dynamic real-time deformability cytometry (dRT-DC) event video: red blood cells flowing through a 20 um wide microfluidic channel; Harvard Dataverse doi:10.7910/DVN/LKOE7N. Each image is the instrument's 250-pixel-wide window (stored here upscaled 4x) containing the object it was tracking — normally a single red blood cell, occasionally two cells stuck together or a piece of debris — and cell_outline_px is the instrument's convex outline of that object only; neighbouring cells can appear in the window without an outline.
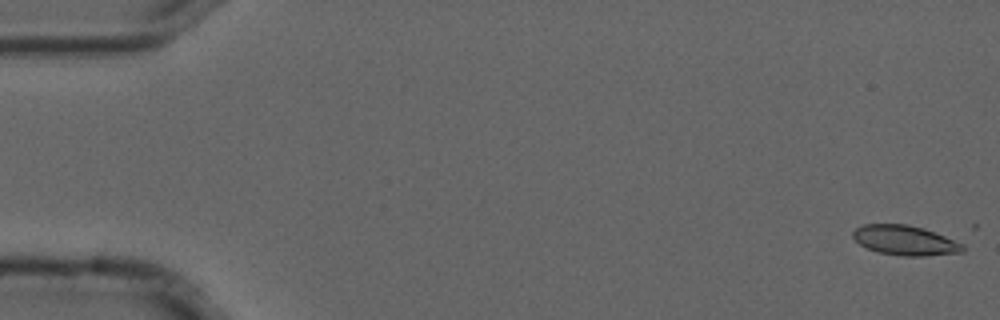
{"species": "common noctule bat (a hibernating species)", "species_latin": "Nyctalus noctula", "temperature_condition": "cold", "stored_images_in_passage": 46, "camera_frame_rate_fps": 3000, "um_per_image_px": 0.085, "animal": {"sex": "male", "forearm_length_mm": 52.5}, "frame": {"image": 1, "passage_image": 1, "time_ms": 0.0, "image_size_px": [1000, 320], "cell_outline_px": [[964, 252], [924, 256], [904, 256], [880, 252], [868, 248], [860, 244], [852, 236], [852, 232], [856, 228], [864, 224], [908, 224], [924, 228], [964, 244]], "centroid_in_image_um": [76.94, 20.42], "position_along_channel_um": 8.1, "area_um2": 18.96}}
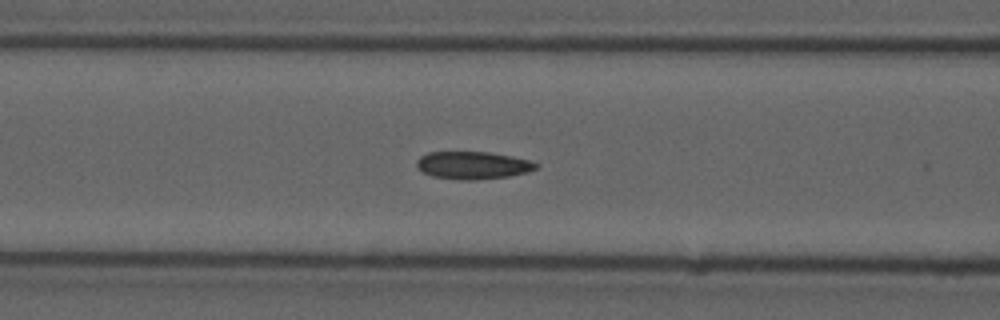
{"frame": {"image": 2, "passage_image": 22, "time_ms": 7.0, "image_size_px": [1000, 320], "cell_outline_px": [[540, 164], [536, 168], [528, 172], [508, 176], [476, 180], [460, 180], [432, 176], [416, 168], [416, 160], [420, 156], [428, 152], [488, 152], [512, 156], [528, 160]], "centroid_in_image_um": [40.17, 14.05], "position_along_channel_um": 126.4, "area_um2": 19.25}}
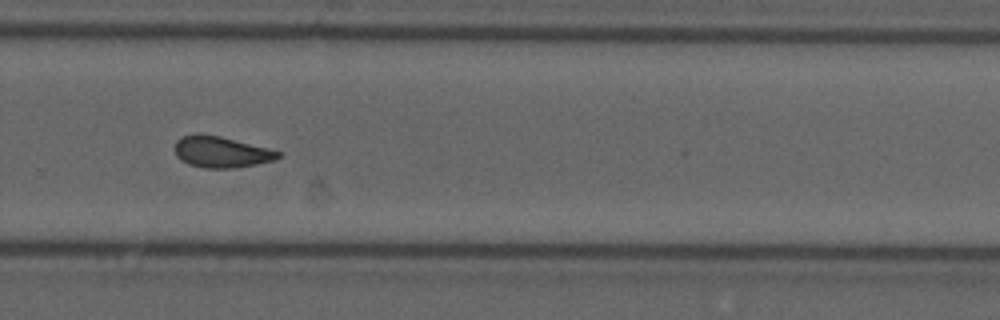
{"frame": {"image": 3, "passage_image": 37, "time_ms": 12.0, "image_size_px": [1000, 320], "cell_outline_px": [[280, 156], [276, 160], [256, 164], [232, 168], [204, 168], [188, 164], [180, 160], [176, 156], [176, 140], [180, 136], [196, 132], [200, 132], [220, 136], [268, 148], [280, 152]], "centroid_in_image_um": [18.76, 12.9], "position_along_channel_um": 311.0, "area_um2": 18.96}, "authors_computed_cell_mechanics": {"area_um2": 18.9873, "velocity_mm_per_s": 3.7019, "shape_relaxation_time_tau1_ms": null, "shape_relaxation_time_tau2_ms": 2.6119, "deformation_change_tau1": null, "deformation_change_tau2": 0.0802}}